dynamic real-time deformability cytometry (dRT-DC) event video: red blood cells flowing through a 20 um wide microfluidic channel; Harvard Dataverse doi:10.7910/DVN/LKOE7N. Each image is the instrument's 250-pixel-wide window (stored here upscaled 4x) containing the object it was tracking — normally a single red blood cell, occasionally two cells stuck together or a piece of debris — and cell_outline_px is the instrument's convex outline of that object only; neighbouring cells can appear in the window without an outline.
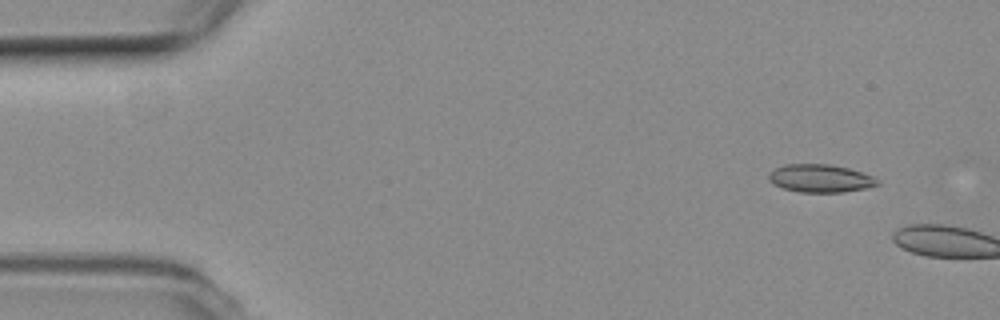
{"species": "common noctule bat (a hibernating species)", "species_latin": "Nyctalus noctula", "temperature_condition": "room temperature", "stored_images_in_passage": 4, "camera_frame_rate_fps": 3000, "um_per_image_px": 0.085, "animal": {"sex": "female", "body_mass_g": 19.3, "forearm_length_mm": 54.1}, "frame": {"image": 1, "passage_image": 1, "time_ms": 0.0, "image_size_px": [1000, 320], "cell_outline_px": [[880, 184], [864, 188], [840, 192], [800, 192], [784, 188], [768, 180], [768, 176], [776, 168], [784, 164], [828, 164], [848, 168], [872, 176], [880, 180]], "centroid_in_image_um": [69.74, 15.15], "position_along_channel_um": 15.3, "area_um2": 17.4}}